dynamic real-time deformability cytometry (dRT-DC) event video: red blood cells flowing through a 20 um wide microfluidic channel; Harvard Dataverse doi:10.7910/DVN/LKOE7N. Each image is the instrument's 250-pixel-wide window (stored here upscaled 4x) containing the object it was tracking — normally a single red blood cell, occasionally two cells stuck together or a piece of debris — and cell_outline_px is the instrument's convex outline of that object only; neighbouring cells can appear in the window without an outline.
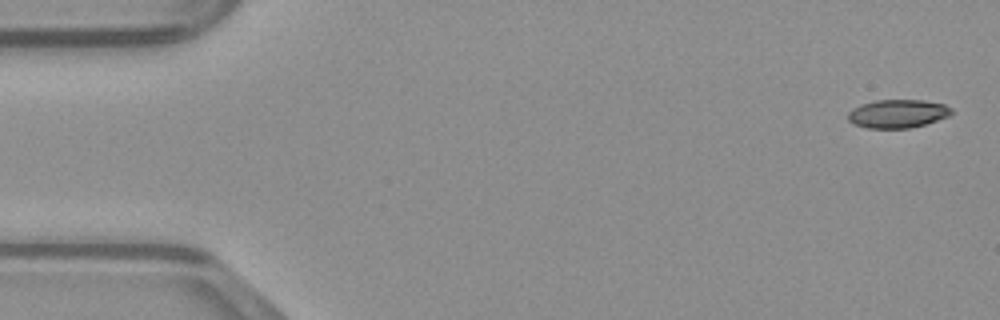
{"species": "common noctule bat (a hibernating species)", "species_latin": "Nyctalus noctula", "temperature_condition": "warm", "stored_images_in_passage": 48, "camera_frame_rate_fps": 3000, "um_per_image_px": 0.085, "animal": {"sex": "male", "body_mass_g": 23.1, "forearm_length_mm": 52.7}, "frame": {"image": 1, "passage_image": 1, "time_ms": 0.0, "image_size_px": [1000, 320], "cell_outline_px": [[952, 112], [948, 116], [924, 124], [908, 128], [868, 128], [852, 124], [848, 120], [848, 112], [852, 108], [860, 104], [876, 100], [924, 100], [944, 104], [952, 108]], "centroid_in_image_um": [76.26, 9.65], "position_along_channel_um": 8.7, "area_um2": 17.11}}
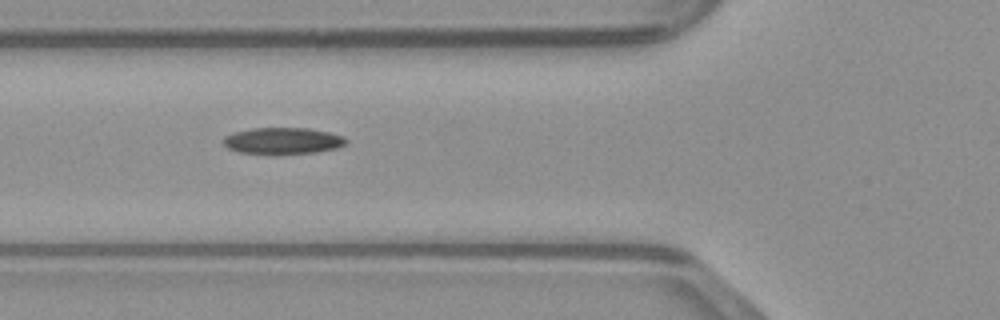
{"frame": {"image": 2, "passage_image": 17, "time_ms": 5.333, "image_size_px": [1000, 320], "cell_outline_px": [[348, 140], [344, 144], [336, 148], [316, 152], [236, 152], [228, 148], [224, 144], [224, 136], [236, 132], [252, 128], [308, 128], [328, 132], [344, 136]], "centroid_in_image_um": [24.05, 11.93], "position_along_channel_um": 101.7, "area_um2": 18.26}}
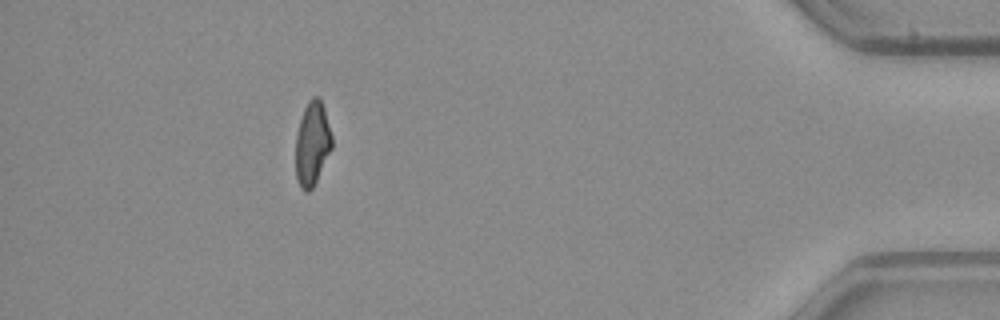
{"frame": {"image": 3, "passage_image": 43, "time_ms": 14.0, "image_size_px": [1000, 320], "cell_outline_px": [[332, 148], [312, 188], [308, 192], [304, 192], [300, 188], [296, 180], [296, 136], [300, 120], [304, 108], [308, 100], [312, 96], [320, 96], [324, 108], [332, 136]], "centroid_in_image_um": [26.53, 12.19], "position_along_channel_um": 408.7, "area_um2": 17.74}}